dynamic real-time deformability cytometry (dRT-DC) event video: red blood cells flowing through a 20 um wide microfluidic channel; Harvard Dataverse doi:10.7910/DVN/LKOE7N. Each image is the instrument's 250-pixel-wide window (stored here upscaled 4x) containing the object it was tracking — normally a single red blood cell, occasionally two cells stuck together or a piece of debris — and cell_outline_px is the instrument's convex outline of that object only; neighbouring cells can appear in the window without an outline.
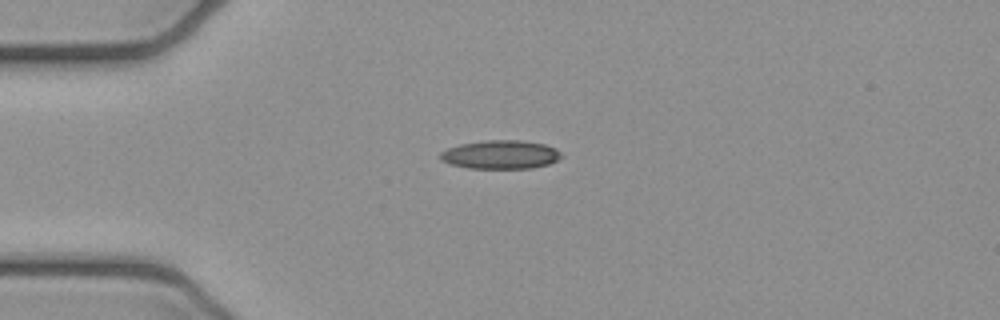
{"species": "common noctule bat (a hibernating species)", "species_latin": "Nyctalus noctula", "temperature_condition": "cold", "stored_images_in_passage": 40, "camera_frame_rate_fps": 3000, "um_per_image_px": 0.085, "animal": {"sex": "female", "body_mass_g": 21.9}, "frame": {"image": 1, "passage_image": 1, "time_ms": 0.0, "image_size_px": [1000, 320], "cell_outline_px": [[564, 156], [548, 164], [532, 168], [468, 168], [448, 164], [440, 160], [440, 152], [448, 148], [460, 144], [484, 140], [524, 140], [544, 144], [556, 148]], "centroid_in_image_um": [42.54, 13.13], "position_along_channel_um": 42.5, "area_um2": 20.35}}
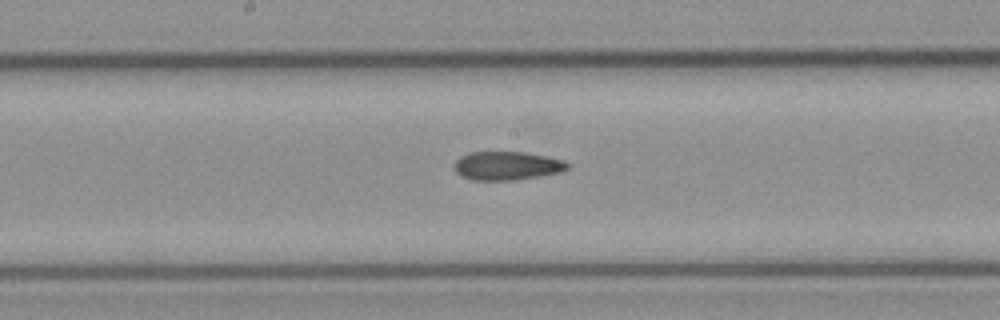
{"frame": {"image": 2, "passage_image": 15, "time_ms": 4.667, "image_size_px": [1000, 320], "cell_outline_px": [[572, 164], [568, 168], [560, 172], [540, 176], [516, 180], [472, 180], [460, 176], [456, 172], [452, 164], [460, 156], [468, 152], [524, 152], [548, 156], [564, 160]], "centroid_in_image_um": [43.09, 14.09], "position_along_channel_um": 205.1, "area_um2": 19.19}}
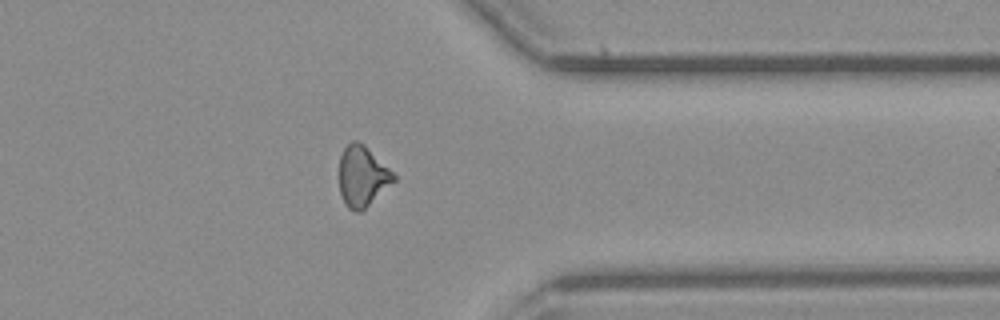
{"frame": {"image": 3, "passage_image": 29, "time_ms": 9.333, "image_size_px": [1000, 320], "cell_outline_px": [[396, 180], [360, 212], [356, 212], [348, 208], [344, 204], [340, 192], [340, 156], [344, 148], [352, 140], [356, 140], [364, 144], [396, 176]], "centroid_in_image_um": [30.78, 14.99], "position_along_channel_um": 380.6, "area_um2": 18.96}, "authors_computed_cell_mechanics": {"area_um2": 19.2474, "velocity_mm_per_s": 3.9512, "shape_relaxation_time_tau1_ms": null, "shape_relaxation_time_tau2_ms": 5.4098, "deformation_change_tau1": null, "deformation_change_tau2": 0.1427}}